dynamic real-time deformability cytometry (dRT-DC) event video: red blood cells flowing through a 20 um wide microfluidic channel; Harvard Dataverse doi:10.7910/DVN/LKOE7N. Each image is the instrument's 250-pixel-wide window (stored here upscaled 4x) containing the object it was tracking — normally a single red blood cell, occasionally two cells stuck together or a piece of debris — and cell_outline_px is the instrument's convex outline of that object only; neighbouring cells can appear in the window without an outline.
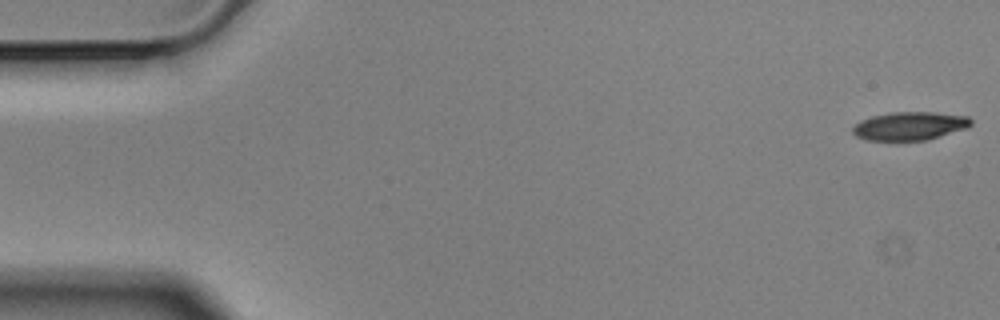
{"species": "Egyptian fruit bat (a non-hibernating species)", "species_latin": "Rousettus aegyptiacus", "temperature_condition": "cold", "stored_images_in_passage": 20, "camera_frame_rate_fps": 3000, "um_per_image_px": 0.085, "animal": {"sex": "male"}, "frame": {"image": 1, "passage_image": 1, "time_ms": 0.0, "image_size_px": [1000, 320], "cell_outline_px": [[972, 124], [968, 128], [928, 140], [868, 140], [856, 136], [852, 132], [852, 128], [860, 120], [872, 116], [892, 112], [936, 112], [968, 116], [972, 120]], "centroid_in_image_um": [77.36, 10.7], "position_along_channel_um": 7.6, "area_um2": 19.65}}
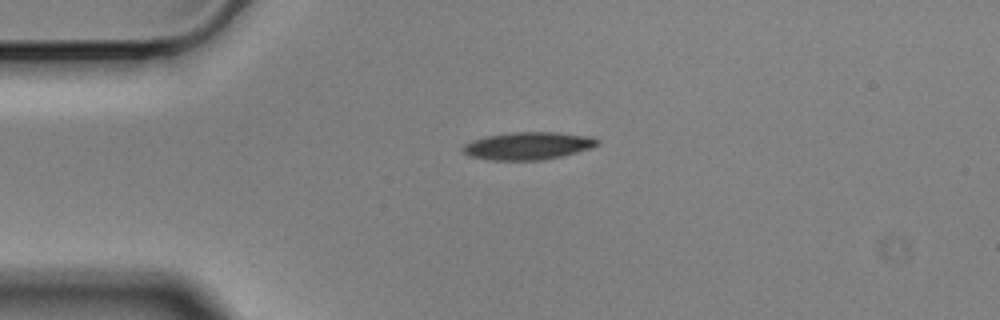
{"frame": {"image": 2, "passage_image": 13, "time_ms": 4.0, "image_size_px": [1000, 320], "cell_outline_px": [[600, 144], [592, 148], [544, 160], [488, 160], [468, 156], [460, 152], [460, 148], [464, 144], [472, 140], [484, 136], [508, 132], [556, 132], [592, 136], [600, 140]], "centroid_in_image_um": [44.84, 12.39], "position_along_channel_um": 40.2, "area_um2": 22.08}}
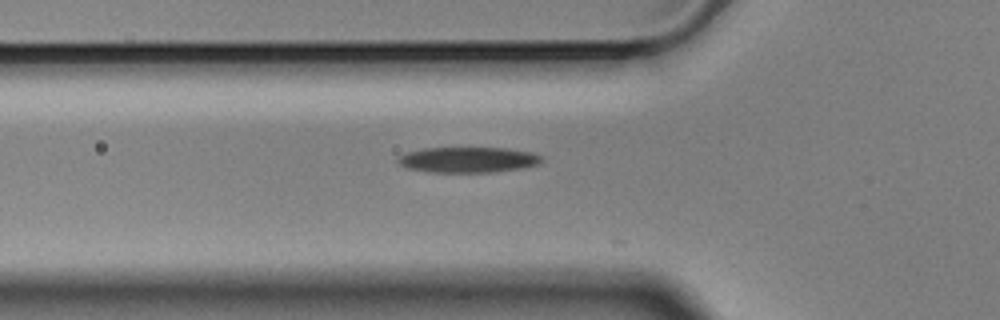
{"frame": {"image": 3, "passage_image": 19, "time_ms": 6.0, "image_size_px": [1000, 320], "cell_outline_px": [[544, 160], [540, 164], [524, 168], [492, 172], [432, 172], [408, 168], [400, 164], [396, 160], [400, 156], [408, 152], [424, 148], [504, 148], [532, 152], [544, 156]], "centroid_in_image_um": [39.86, 13.58], "position_along_channel_um": 85.9, "area_um2": 21.44}}